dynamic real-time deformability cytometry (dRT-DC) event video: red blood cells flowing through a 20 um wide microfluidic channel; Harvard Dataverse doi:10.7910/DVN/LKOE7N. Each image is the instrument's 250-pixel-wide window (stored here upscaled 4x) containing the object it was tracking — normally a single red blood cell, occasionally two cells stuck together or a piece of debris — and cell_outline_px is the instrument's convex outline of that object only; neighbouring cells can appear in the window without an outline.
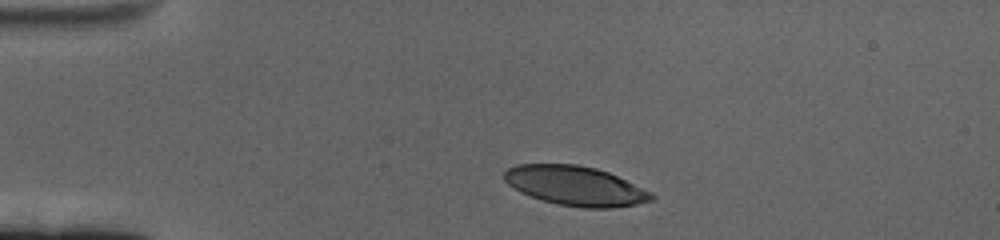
{"species": "human", "species_latin": "Homo sapiens", "temperature_condition": "cold", "stored_images_in_passage": 48, "camera_frame_rate_fps": 3000, "um_per_image_px": 0.085, "donor": {"sex": "female"}, "frame": {"image": 1, "passage_image": 1, "time_ms": 0.0, "image_size_px": [1000, 240], "cell_outline_px": [[656, 196], [652, 200], [636, 204], [612, 208], [584, 208], [560, 204], [544, 200], [520, 192], [512, 188], [504, 180], [504, 172], [508, 168], [516, 164], [576, 164], [596, 168], [608, 172], [652, 192]], "centroid_in_image_um": [48.91, 15.79], "position_along_channel_um": 36.1, "area_um2": 33.76}}
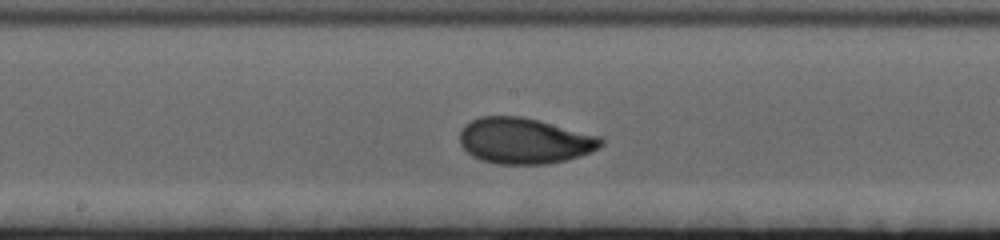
{"frame": {"image": 2, "passage_image": 20, "time_ms": 6.333, "image_size_px": [1000, 240], "cell_outline_px": [[604, 144], [592, 152], [580, 156], [548, 164], [496, 164], [480, 160], [472, 156], [460, 144], [460, 132], [464, 124], [480, 116], [520, 116], [600, 136], [604, 140]], "centroid_in_image_um": [44.56, 11.98], "position_along_channel_um": 203.6, "area_um2": 37.74}}
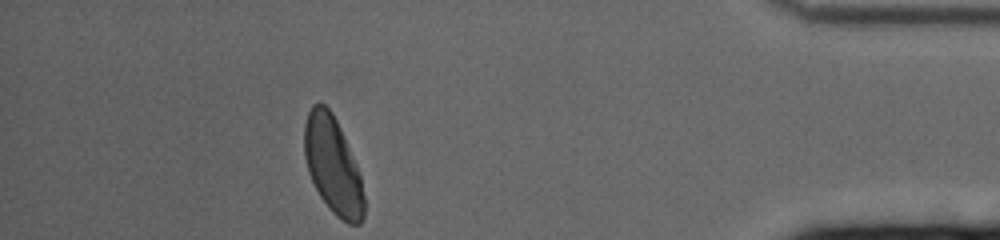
{"frame": {"image": 3, "passage_image": 42, "time_ms": 13.667, "image_size_px": [1000, 240], "cell_outline_px": [[364, 216], [360, 224], [348, 224], [336, 216], [328, 208], [320, 196], [308, 172], [304, 156], [304, 124], [308, 112], [312, 104], [324, 104], [332, 112], [340, 128], [356, 164], [360, 176], [364, 196]], "centroid_in_image_um": [28.28, 14.08], "position_along_channel_um": 406.9, "area_um2": 33.58}, "authors_computed_cell_mechanics": {"area_um2": 35.9227, "velocity_mm_per_s": 3.3691, "shape_relaxation_time_tau1_ms": 3.6176, "shape_relaxation_time_tau2_ms": 1.0266, "deformation_change_tau1": 0.1641, "deformation_change_tau2": 0.0551}}